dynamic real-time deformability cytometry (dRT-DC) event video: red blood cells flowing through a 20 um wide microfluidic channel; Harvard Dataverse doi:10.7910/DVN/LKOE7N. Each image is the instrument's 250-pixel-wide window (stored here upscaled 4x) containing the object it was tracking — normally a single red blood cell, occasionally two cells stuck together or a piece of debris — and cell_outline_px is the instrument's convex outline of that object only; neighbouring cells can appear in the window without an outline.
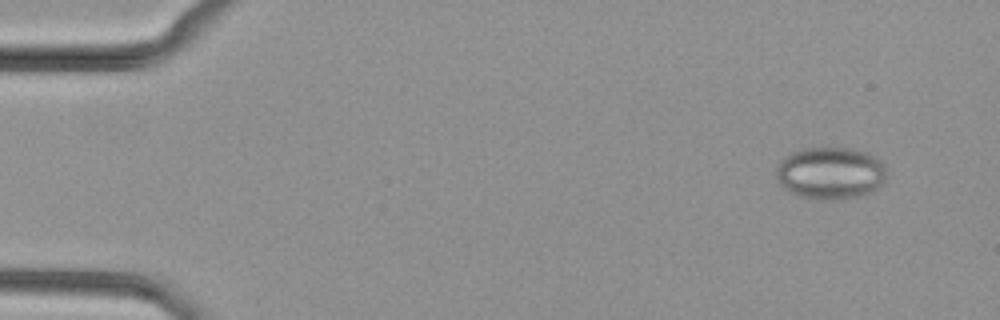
{"species": "common noctule bat (a hibernating species)", "species_latin": "Nyctalus noctula", "temperature_condition": "cold", "stored_images_in_passage": 10, "camera_frame_rate_fps": 3000, "um_per_image_px": 0.085, "animal": {"sex": "female", "body_mass_g": 29.2, "forearm_length_mm": 56.3}, "frame": {"image": 1, "passage_image": 1, "time_ms": 0.0, "image_size_px": [1000, 320], "cell_outline_px": [[884, 180], [876, 188], [860, 196], [836, 200], [820, 200], [800, 196], [788, 192], [780, 184], [776, 176], [776, 168], [780, 160], [784, 156], [792, 152], [804, 148], [848, 148], [864, 152], [880, 160], [884, 168]], "centroid_in_image_um": [70.51, 14.72], "position_along_channel_um": 14.5, "area_um2": 33.41}}